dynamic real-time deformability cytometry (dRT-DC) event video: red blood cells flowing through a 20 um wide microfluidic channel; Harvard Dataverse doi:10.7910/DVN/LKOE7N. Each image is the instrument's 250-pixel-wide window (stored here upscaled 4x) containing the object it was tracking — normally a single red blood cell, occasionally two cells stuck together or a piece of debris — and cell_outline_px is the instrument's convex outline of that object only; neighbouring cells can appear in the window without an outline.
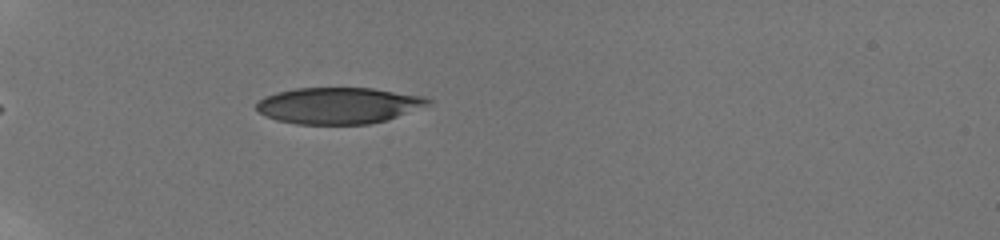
{"species": "human", "species_latin": "Homo sapiens", "temperature_condition": "room temperature", "stored_images_in_passage": 28, "camera_frame_rate_fps": 3000, "um_per_image_px": 0.085, "donor": {"sex": "male"}, "frame": {"image": 1, "passage_image": 1, "time_ms": 0.0, "image_size_px": [1000, 240], "cell_outline_px": [[432, 100], [428, 104], [388, 120], [368, 124], [296, 124], [276, 120], [264, 116], [256, 108], [256, 104], [264, 96], [276, 92], [296, 88], [372, 88], [424, 96]], "centroid_in_image_um": [28.74, 8.97], "position_along_channel_um": 56.3, "area_um2": 36.3}}
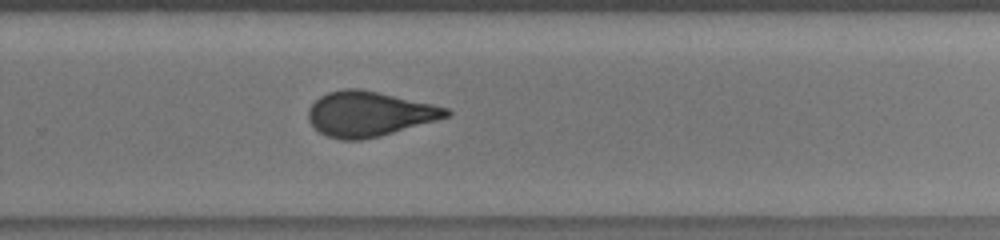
{"frame": {"image": 2, "passage_image": 18, "time_ms": 5.333, "image_size_px": [1000, 240], "cell_outline_px": [[452, 112], [448, 116], [436, 120], [380, 136], [360, 140], [340, 140], [328, 136], [320, 132], [308, 120], [308, 108], [320, 96], [328, 92], [344, 88], [360, 88], [380, 92], [432, 104], [448, 108]], "centroid_in_image_um": [31.36, 9.67], "position_along_channel_um": 298.4, "area_um2": 36.01}}
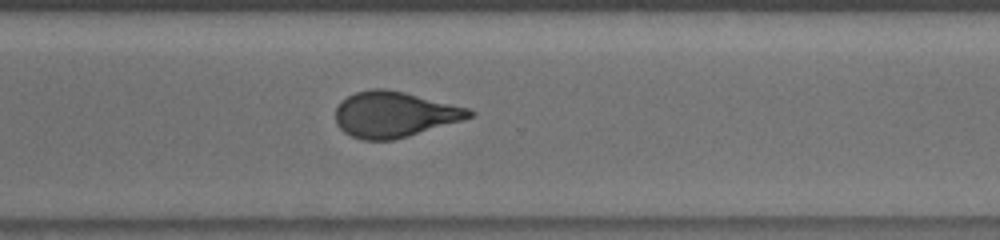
{"frame": {"image": 3, "passage_image": 21, "time_ms": 6.333, "image_size_px": [1000, 240], "cell_outline_px": [[476, 112], [472, 116], [460, 120], [408, 136], [392, 140], [360, 140], [344, 132], [336, 124], [336, 108], [348, 96], [356, 92], [372, 88], [384, 88], [404, 92], [472, 108]], "centroid_in_image_um": [33.52, 9.72], "position_along_channel_um": 337.1, "area_um2": 35.43}}